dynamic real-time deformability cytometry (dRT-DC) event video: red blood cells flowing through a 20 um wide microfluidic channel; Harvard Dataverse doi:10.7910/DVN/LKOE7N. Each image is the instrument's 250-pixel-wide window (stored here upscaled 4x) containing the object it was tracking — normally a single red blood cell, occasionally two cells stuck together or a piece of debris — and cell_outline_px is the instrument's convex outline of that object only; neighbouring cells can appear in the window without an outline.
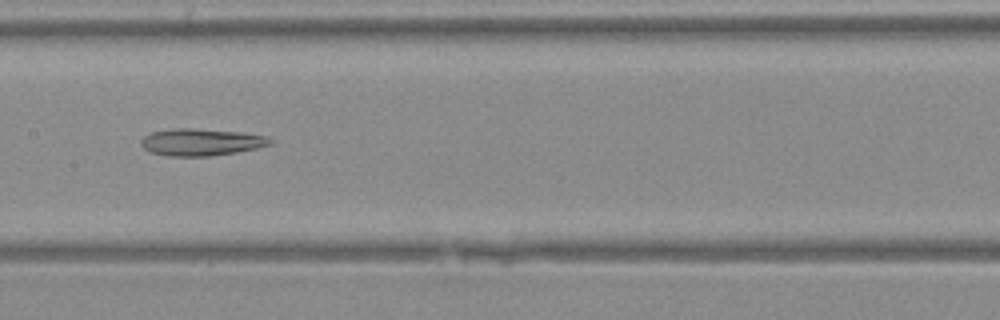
{"species": "Egyptian fruit bat (a non-hibernating species)", "species_latin": "Rousettus aegyptiacus", "temperature_condition": "warm", "stored_images_in_passage": 41, "camera_frame_rate_fps": 3000, "um_per_image_px": 0.085, "animal": {"sex": "female"}, "frame": {"image": 1, "passage_image": 21, "time_ms": 6.667, "image_size_px": [1000, 320], "cell_outline_px": [[272, 144], [256, 148], [236, 152], [208, 156], [168, 156], [152, 152], [144, 148], [140, 144], [140, 140], [144, 136], [152, 132], [176, 128], [188, 128], [236, 132], [268, 136], [272, 140]], "centroid_in_image_um": [17.08, 12.08], "position_along_channel_um": 190.3, "area_um2": 20.06}}
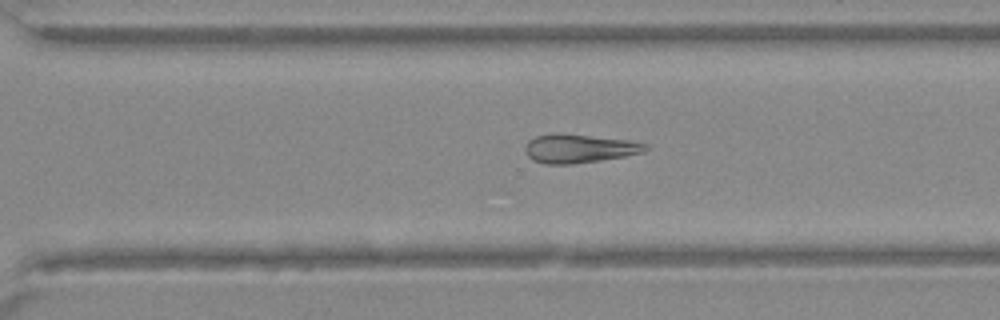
{"frame": {"image": 2, "passage_image": 29, "time_ms": 9.333, "image_size_px": [1000, 320], "cell_outline_px": [[648, 148], [644, 152], [624, 156], [600, 160], [572, 164], [544, 164], [532, 160], [528, 156], [524, 148], [528, 140], [536, 136], [560, 132], [628, 140], [644, 144]], "centroid_in_image_um": [49.17, 12.62], "position_along_channel_um": 321.4, "area_um2": 20.11}}
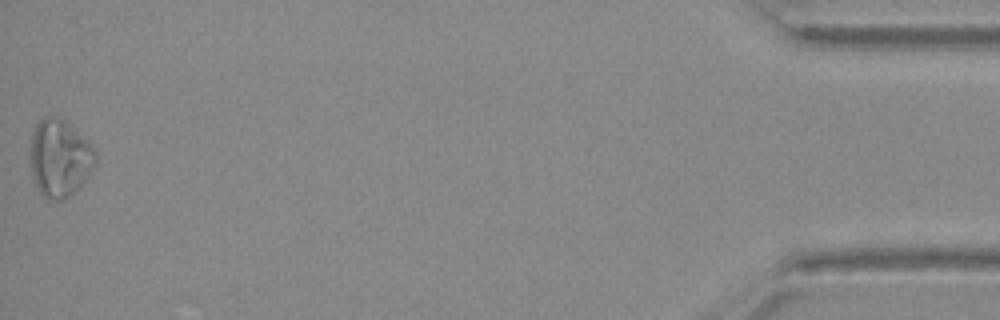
{"frame": {"image": 3, "passage_image": 41, "time_ms": 13.333, "image_size_px": [1000, 320], "cell_outline_px": [[96, 160], [84, 180], [64, 200], [52, 200], [44, 196], [40, 192], [36, 184], [32, 172], [32, 136], [36, 124], [44, 116], [56, 116], [64, 120], [92, 144], [96, 148]], "centroid_in_image_um": [5.09, 13.41], "position_along_channel_um": 430.1, "area_um2": 28.67}}